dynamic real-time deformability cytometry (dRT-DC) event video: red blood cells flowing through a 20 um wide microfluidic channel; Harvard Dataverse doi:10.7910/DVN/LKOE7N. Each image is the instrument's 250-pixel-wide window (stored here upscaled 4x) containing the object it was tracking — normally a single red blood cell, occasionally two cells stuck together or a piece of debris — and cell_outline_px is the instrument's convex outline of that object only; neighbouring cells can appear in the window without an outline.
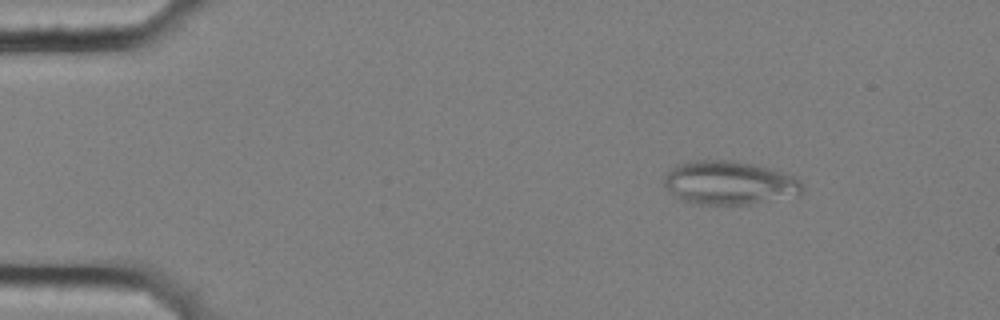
{"species": "common noctule bat (a hibernating species)", "species_latin": "Nyctalus noctula", "temperature_condition": "cold", "stored_images_in_passage": 51, "camera_frame_rate_fps": 3000, "um_per_image_px": 0.085, "animal": {"sex": "female", "body_mass_g": 25.1}, "frame": {"image": 1, "passage_image": 2, "time_ms": 0.333, "image_size_px": [1000, 320], "cell_outline_px": [[804, 192], [800, 196], [752, 204], [696, 204], [684, 200], [676, 196], [664, 184], [664, 176], [676, 164], [692, 160], [732, 160], [756, 164], [772, 168], [796, 176], [800, 180], [804, 188]], "centroid_in_image_um": [62.08, 15.53], "position_along_channel_um": 22.9, "area_um2": 35.66}}
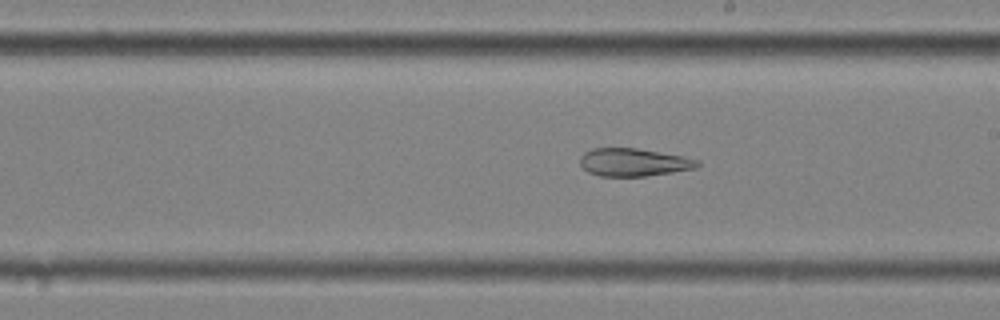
{"frame": {"image": 2, "passage_image": 27, "time_ms": 8.667, "image_size_px": [1000, 320], "cell_outline_px": [[700, 164], [696, 168], [648, 176], [600, 176], [588, 172], [580, 164], [580, 156], [584, 152], [592, 148], [636, 148], [684, 156], [700, 160]], "centroid_in_image_um": [53.86, 13.79], "position_along_channel_um": 235.1, "area_um2": 19.13}}
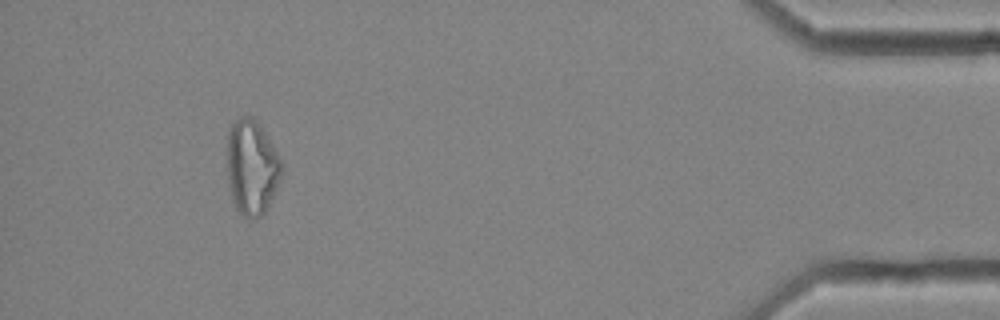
{"frame": {"image": 3, "passage_image": 47, "time_ms": 15.333, "image_size_px": [1000, 320], "cell_outline_px": [[284, 164], [280, 180], [264, 216], [256, 220], [248, 220], [240, 216], [232, 200], [228, 184], [228, 128], [240, 116], [252, 116], [256, 120], [264, 132]], "centroid_in_image_um": [21.41, 14.29], "position_along_channel_um": 413.8, "area_um2": 30.63}, "authors_computed_cell_mechanics": {"area_um2": 26.299, "velocity_mm_per_s": 3.5604, "shape_relaxation_time_tau1_ms": null, "shape_relaxation_time_tau2_ms": 3.4622, "deformation_change_tau1": null, "deformation_change_tau2": 0.117}}